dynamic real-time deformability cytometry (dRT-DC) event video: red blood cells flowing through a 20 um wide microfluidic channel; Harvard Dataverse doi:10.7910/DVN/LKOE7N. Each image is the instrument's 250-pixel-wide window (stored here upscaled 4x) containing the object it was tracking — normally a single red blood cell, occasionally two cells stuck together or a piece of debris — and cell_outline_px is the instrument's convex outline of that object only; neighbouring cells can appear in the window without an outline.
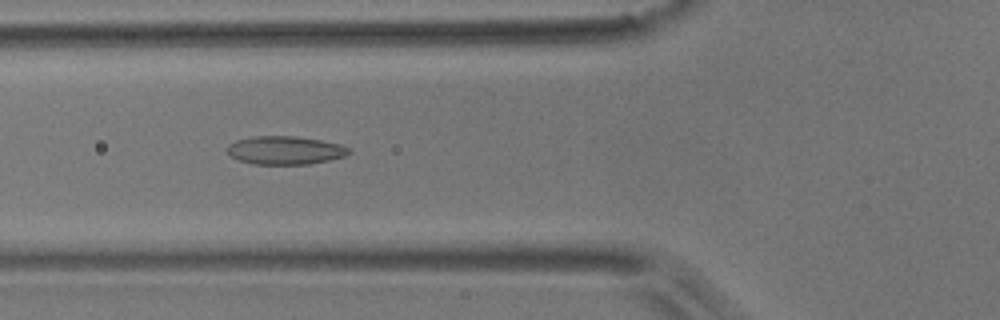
{"species": "common noctule bat (a hibernating species)", "species_latin": "Nyctalus noctula", "temperature_condition": "room temperature", "stored_images_in_passage": 4, "camera_frame_rate_fps": 3000, "um_per_image_px": 0.085, "animal": {"sex": "male", "body_mass_g": 17.9}, "frame": {"image": 1, "passage_image": 4, "time_ms": 3.333, "image_size_px": [1000, 320], "cell_outline_px": [[352, 152], [344, 156], [328, 160], [308, 164], [252, 164], [240, 160], [232, 156], [224, 148], [228, 144], [236, 140], [252, 136], [296, 136], [320, 140], [340, 144], [348, 148]], "centroid_in_image_um": [24.2, 12.76], "position_along_channel_um": 101.6, "area_um2": 20.06}}